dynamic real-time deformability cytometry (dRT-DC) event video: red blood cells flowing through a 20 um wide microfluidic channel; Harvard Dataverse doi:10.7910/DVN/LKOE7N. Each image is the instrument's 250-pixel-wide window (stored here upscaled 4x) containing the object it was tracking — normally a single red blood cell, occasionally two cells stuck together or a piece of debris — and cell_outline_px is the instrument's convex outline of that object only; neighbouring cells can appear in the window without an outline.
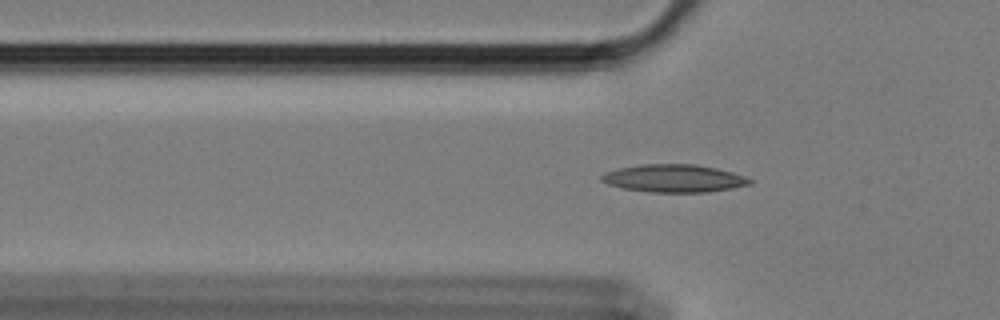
{"species": "Egyptian fruit bat (a non-hibernating species)", "species_latin": "Rousettus aegyptiacus", "temperature_condition": "cold", "stored_images_in_passage": 59, "camera_frame_rate_fps": 3000, "um_per_image_px": 0.085, "animal": {"sex": "female"}, "frame": {"image": 1, "passage_image": 18, "time_ms": 5.667, "image_size_px": [1000, 320], "cell_outline_px": [[752, 184], [708, 192], [652, 192], [624, 188], [608, 184], [600, 180], [600, 176], [604, 172], [620, 168], [640, 164], [696, 164], [716, 168], [732, 172], [744, 176], [752, 180]], "centroid_in_image_um": [57.27, 15.15], "position_along_channel_um": 68.5, "area_um2": 23.87}}
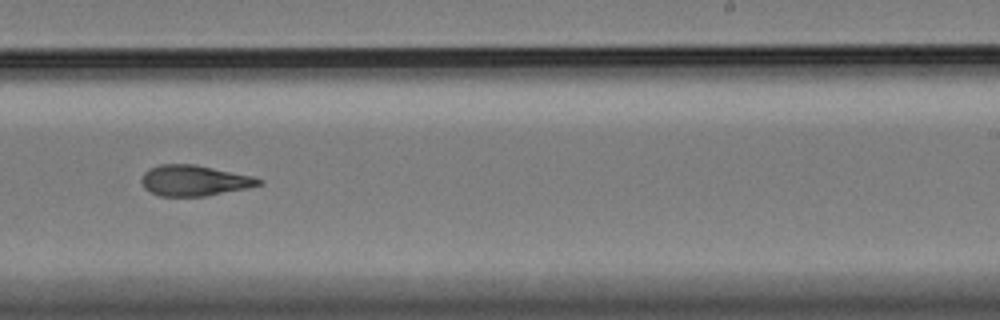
{"frame": {"image": 2, "passage_image": 36, "time_ms": 11.667, "image_size_px": [1000, 320], "cell_outline_px": [[264, 184], [248, 188], [208, 196], [160, 196], [144, 188], [140, 180], [144, 172], [148, 168], [160, 164], [196, 164], [252, 176], [264, 180]], "centroid_in_image_um": [16.53, 15.34], "position_along_channel_um": 272.5, "area_um2": 21.21}}
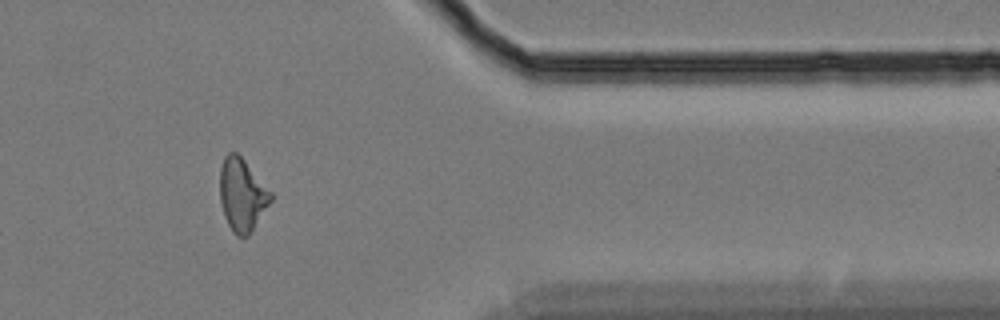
{"frame": {"image": 3, "passage_image": 48, "time_ms": 15.667, "image_size_px": [1000, 320], "cell_outline_px": [[272, 200], [248, 236], [236, 236], [232, 232], [224, 216], [220, 200], [220, 168], [224, 156], [228, 152], [236, 152], [244, 160], [272, 192]], "centroid_in_image_um": [20.57, 16.55], "position_along_channel_um": 390.8, "area_um2": 21.44}}